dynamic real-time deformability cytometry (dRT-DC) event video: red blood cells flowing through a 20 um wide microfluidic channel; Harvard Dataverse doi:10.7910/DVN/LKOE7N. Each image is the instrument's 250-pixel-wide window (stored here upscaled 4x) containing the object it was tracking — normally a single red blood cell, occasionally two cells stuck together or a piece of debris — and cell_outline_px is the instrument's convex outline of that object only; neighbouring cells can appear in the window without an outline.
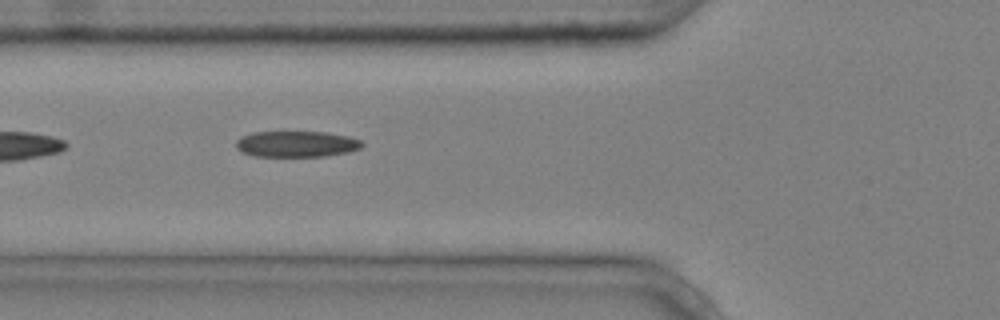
{"species": "common noctule bat (a hibernating species)", "species_latin": "Nyctalus noctula", "temperature_condition": "cold", "stored_images_in_passage": 7, "camera_frame_rate_fps": 3000, "um_per_image_px": 0.085, "animal": {"sex": "male", "body_mass_g": 20.4}, "frame": {"image": 1, "passage_image": 6, "time_ms": 1.667, "image_size_px": [1000, 320], "cell_outline_px": [[364, 144], [360, 148], [348, 152], [324, 156], [256, 156], [240, 152], [236, 148], [236, 140], [240, 136], [252, 132], [324, 132], [348, 136], [360, 140]], "centroid_in_image_um": [25.16, 12.24], "position_along_channel_um": 100.6, "area_um2": 19.13}}